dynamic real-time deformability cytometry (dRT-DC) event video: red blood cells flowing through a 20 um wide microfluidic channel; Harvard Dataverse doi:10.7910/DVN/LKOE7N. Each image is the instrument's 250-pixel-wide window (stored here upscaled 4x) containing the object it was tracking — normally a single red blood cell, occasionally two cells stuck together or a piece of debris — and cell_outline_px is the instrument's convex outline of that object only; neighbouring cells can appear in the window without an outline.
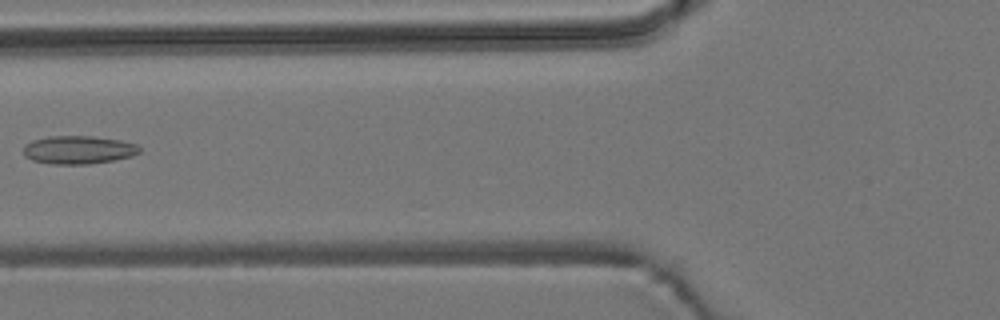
{"species": "common noctule bat (a hibernating species)", "species_latin": "Nyctalus noctula", "temperature_condition": "room temperature", "stored_images_in_passage": 6, "camera_frame_rate_fps": 3000, "um_per_image_px": 0.085, "animal": {"sex": "male", "body_mass_g": 19.2, "forearm_length_mm": 51.8}, "frame": {"image": 1, "passage_image": 5, "time_ms": 1.333, "image_size_px": [1000, 320], "cell_outline_px": [[140, 152], [132, 156], [112, 160], [88, 164], [52, 164], [32, 160], [24, 156], [24, 144], [32, 140], [48, 136], [92, 136], [120, 140], [136, 144], [140, 148]], "centroid_in_image_um": [6.64, 12.73], "position_along_channel_um": 119.2, "area_um2": 19.07}}
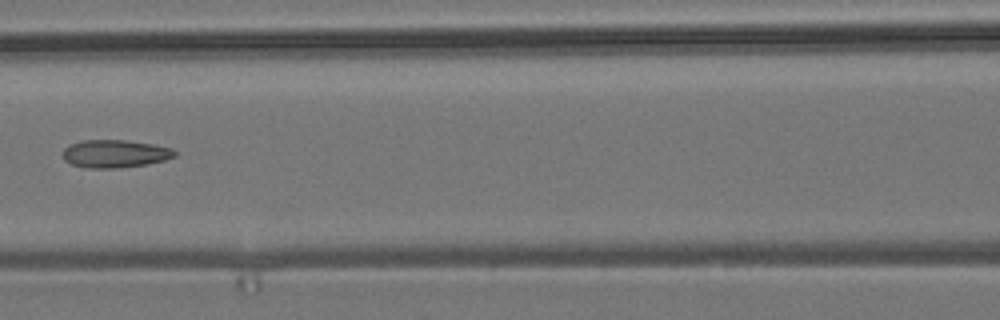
{"frame": {"image": 2, "passage_image": 6, "time_ms": 1.667, "image_size_px": [1000, 320], "cell_outline_px": [[176, 156], [164, 160], [148, 164], [116, 168], [88, 168], [72, 164], [64, 160], [64, 148], [68, 144], [80, 140], [128, 140], [152, 144], [172, 148], [176, 152]], "centroid_in_image_um": [9.77, 13.06], "position_along_channel_um": 156.8, "area_um2": 18.21}}